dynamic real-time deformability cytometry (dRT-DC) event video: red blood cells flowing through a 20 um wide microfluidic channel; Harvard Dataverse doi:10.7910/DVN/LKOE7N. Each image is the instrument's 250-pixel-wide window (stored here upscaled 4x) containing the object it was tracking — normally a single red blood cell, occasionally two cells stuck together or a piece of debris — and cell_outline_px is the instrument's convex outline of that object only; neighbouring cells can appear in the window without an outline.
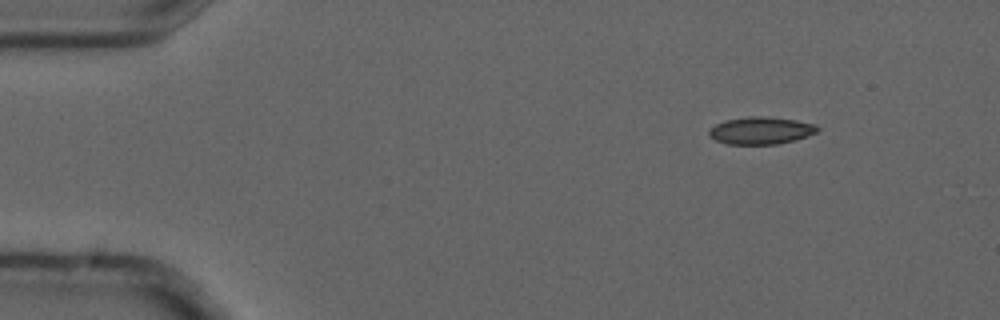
{"species": "common noctule bat (a hibernating species)", "species_latin": "Nyctalus noctula", "temperature_condition": "cold", "stored_images_in_passage": 2, "camera_frame_rate_fps": 3000, "um_per_image_px": 0.085, "animal": {"sex": "male", "forearm_length_mm": 52.5}, "frame": {"image": 1, "passage_image": 2, "time_ms": 0.333, "image_size_px": [1000, 320], "cell_outline_px": [[820, 128], [816, 132], [808, 136], [796, 140], [776, 144], [728, 144], [716, 140], [708, 136], [708, 132], [716, 124], [724, 120], [748, 116], [768, 116], [796, 120], [816, 124]], "centroid_in_image_um": [64.69, 11.09], "position_along_channel_um": 20.3, "area_um2": 17.4}}